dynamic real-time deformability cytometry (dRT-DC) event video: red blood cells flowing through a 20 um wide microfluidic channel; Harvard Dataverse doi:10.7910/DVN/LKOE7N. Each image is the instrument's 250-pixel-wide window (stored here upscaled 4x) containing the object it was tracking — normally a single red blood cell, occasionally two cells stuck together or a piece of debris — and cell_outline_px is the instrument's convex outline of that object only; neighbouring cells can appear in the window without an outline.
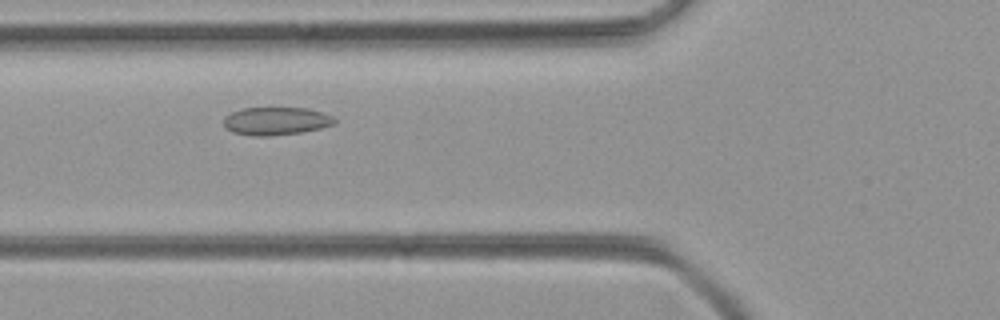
{"species": "common noctule bat (a hibernating species)", "species_latin": "Nyctalus noctula", "temperature_condition": "room temperature", "stored_images_in_passage": 13, "camera_frame_rate_fps": 3000, "um_per_image_px": 0.085, "animal": {"sex": "female", "body_mass_g": 21.9}, "frame": {"image": 1, "passage_image": 13, "time_ms": 4.0, "image_size_px": [1000, 320], "cell_outline_px": [[336, 124], [304, 132], [268, 136], [252, 136], [232, 132], [224, 128], [224, 116], [232, 112], [244, 108], [308, 108], [332, 116], [336, 120]], "centroid_in_image_um": [23.45, 10.3], "position_along_channel_um": 102.4, "area_um2": 18.15}}